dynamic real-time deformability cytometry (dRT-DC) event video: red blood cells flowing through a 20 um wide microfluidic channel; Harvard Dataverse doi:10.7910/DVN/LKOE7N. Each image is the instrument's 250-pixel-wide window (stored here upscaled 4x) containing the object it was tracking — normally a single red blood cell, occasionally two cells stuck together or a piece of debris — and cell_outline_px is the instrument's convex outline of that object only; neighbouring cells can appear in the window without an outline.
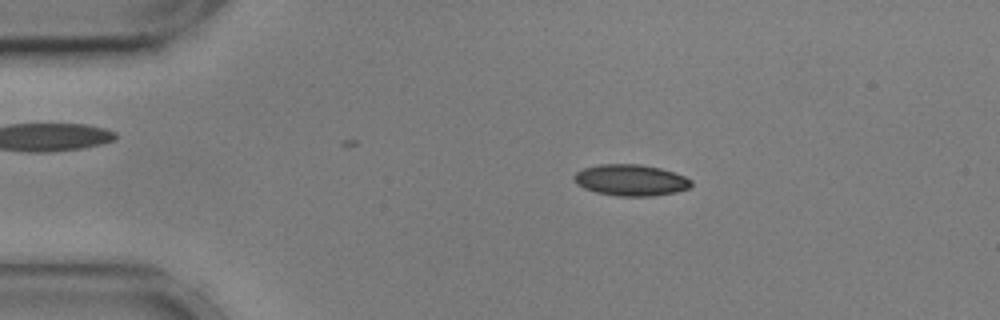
{"species": "common noctule bat (a hibernating species)", "species_latin": "Nyctalus noctula", "temperature_condition": "cold", "stored_images_in_passage": 22, "camera_frame_rate_fps": 3000, "um_per_image_px": 0.085, "animal": {"sex": "male", "body_mass_g": 17.9, "forearm_length_mm": 54.2}, "frame": {"image": 1, "passage_image": 3, "time_ms": 0.667, "image_size_px": [1000, 320], "cell_outline_px": [[692, 184], [688, 188], [676, 192], [652, 196], [616, 196], [596, 192], [584, 188], [576, 184], [572, 176], [576, 172], [584, 168], [600, 164], [640, 164], [660, 168], [684, 176], [692, 180]], "centroid_in_image_um": [53.59, 15.31], "position_along_channel_um": 31.4, "area_um2": 21.39}}
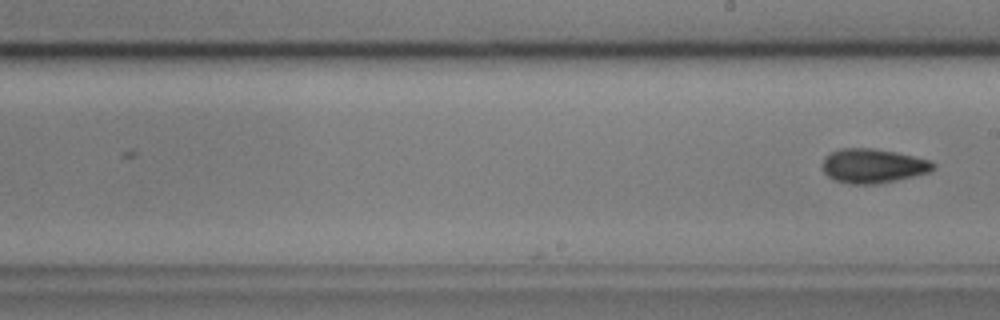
{"frame": {"image": 2, "passage_image": 22, "time_ms": 7.0, "image_size_px": [1000, 320], "cell_outline_px": [[936, 168], [928, 172], [896, 180], [876, 184], [852, 184], [832, 180], [824, 172], [824, 156], [840, 148], [872, 148], [896, 152], [928, 160], [936, 164]], "centroid_in_image_um": [74.19, 14.1], "position_along_channel_um": 214.8, "area_um2": 21.96}}